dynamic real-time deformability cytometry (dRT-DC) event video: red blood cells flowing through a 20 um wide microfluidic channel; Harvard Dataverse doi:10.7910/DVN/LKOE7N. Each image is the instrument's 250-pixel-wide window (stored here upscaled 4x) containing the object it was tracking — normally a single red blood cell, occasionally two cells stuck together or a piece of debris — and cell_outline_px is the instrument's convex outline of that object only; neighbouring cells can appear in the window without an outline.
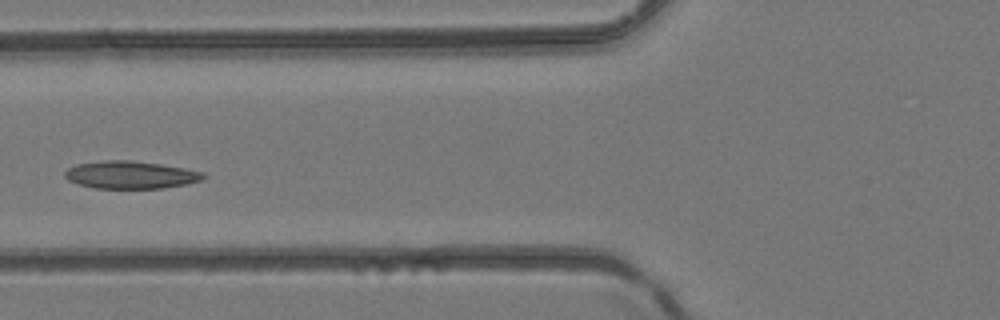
{"species": "common noctule bat (a hibernating species)", "species_latin": "Nyctalus noctula", "temperature_condition": "room temperature", "stored_images_in_passage": 5, "camera_frame_rate_fps": 3000, "um_per_image_px": 0.085, "animal": {"sex": "female", "body_mass_g": 24.6, "forearm_length_mm": 56.2}, "frame": {"image": 1, "passage_image": 5, "time_ms": 1.333, "image_size_px": [1000, 320], "cell_outline_px": [[208, 176], [200, 180], [188, 184], [164, 188], [96, 188], [80, 184], [68, 180], [64, 176], [64, 172], [68, 168], [76, 164], [104, 160], [128, 160], [160, 164], [184, 168], [204, 172]], "centroid_in_image_um": [11.12, 14.86], "position_along_channel_um": 114.7, "area_um2": 22.25}}